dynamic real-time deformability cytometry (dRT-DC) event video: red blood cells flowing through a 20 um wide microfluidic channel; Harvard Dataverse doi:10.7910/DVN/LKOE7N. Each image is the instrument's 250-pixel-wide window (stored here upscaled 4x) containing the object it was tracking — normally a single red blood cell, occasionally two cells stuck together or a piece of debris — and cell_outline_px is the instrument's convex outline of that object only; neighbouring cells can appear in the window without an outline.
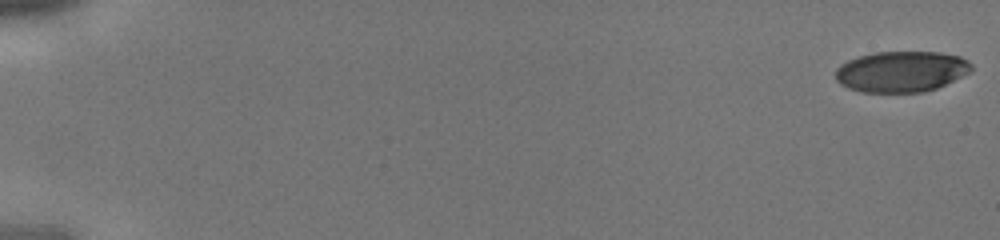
{"species": "human", "species_latin": "Homo sapiens", "temperature_condition": "cold", "stored_images_in_passage": 24, "camera_frame_rate_fps": 3000, "um_per_image_px": 0.085, "donor": {"sex": "male"}, "frame": {"image": 1, "passage_image": 1, "time_ms": 0.0, "image_size_px": [1000, 240], "cell_outline_px": [[972, 68], [968, 72], [936, 88], [924, 92], [860, 92], [848, 88], [840, 84], [836, 80], [836, 68], [840, 64], [848, 60], [860, 56], [876, 52], [940, 52], [960, 56], [968, 60], [972, 64]], "centroid_in_image_um": [76.58, 6.08], "position_along_channel_um": 8.4, "area_um2": 32.25}}
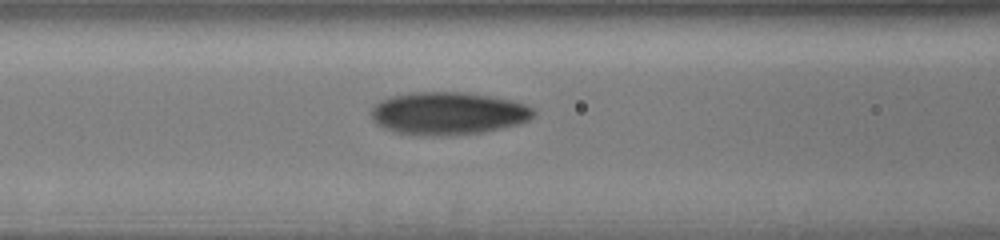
{"frame": {"image": 2, "passage_image": 17, "time_ms": 5.333, "image_size_px": [1000, 240], "cell_outline_px": [[536, 112], [528, 120], [520, 124], [484, 132], [448, 136], [416, 136], [396, 132], [384, 128], [376, 124], [372, 120], [368, 112], [380, 100], [392, 96], [412, 92], [464, 92], [492, 96], [512, 100], [536, 108]], "centroid_in_image_um": [38.07, 9.65], "position_along_channel_um": 128.5, "area_um2": 41.1}}
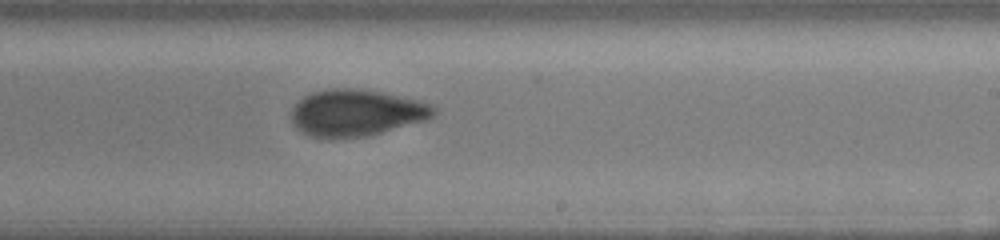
{"frame": {"image": 3, "passage_image": 24, "time_ms": 7.667, "image_size_px": [1000, 240], "cell_outline_px": [[436, 112], [428, 120], [364, 136], [328, 140], [320, 140], [308, 136], [296, 128], [292, 124], [292, 108], [304, 96], [312, 92], [332, 88], [352, 88], [380, 92], [420, 100], [432, 104], [436, 108]], "centroid_in_image_um": [30.25, 9.61], "position_along_channel_um": 258.7, "area_um2": 39.07}}